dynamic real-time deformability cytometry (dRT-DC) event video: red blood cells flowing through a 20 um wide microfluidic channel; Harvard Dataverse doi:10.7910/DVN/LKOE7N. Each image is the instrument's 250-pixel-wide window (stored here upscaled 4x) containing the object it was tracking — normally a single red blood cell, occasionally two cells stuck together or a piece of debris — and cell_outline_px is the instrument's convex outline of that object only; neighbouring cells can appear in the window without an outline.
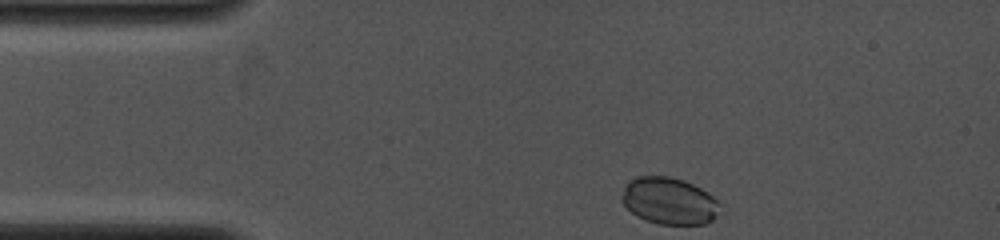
{"species": "common noctule bat (a hibernating species)", "species_latin": "Nyctalus noctula", "temperature_condition": "cold", "stored_images_in_passage": 39, "camera_frame_rate_fps": 4000, "um_per_image_px": 0.085, "animal": {"sex": "female", "body_mass_g": 19.0, "forearm_length_mm": 53.3}, "frame": {"image": 1, "passage_image": 1, "time_ms": 0.0, "image_size_px": [1000, 240], "cell_outline_px": [[720, 204], [716, 216], [712, 220], [704, 224], [660, 224], [644, 220], [636, 216], [620, 200], [620, 196], [624, 184], [628, 180], [636, 176], [668, 176], [684, 180], [708, 192]], "centroid_in_image_um": [56.82, 17.06], "position_along_channel_um": 28.2, "area_um2": 26.99}}
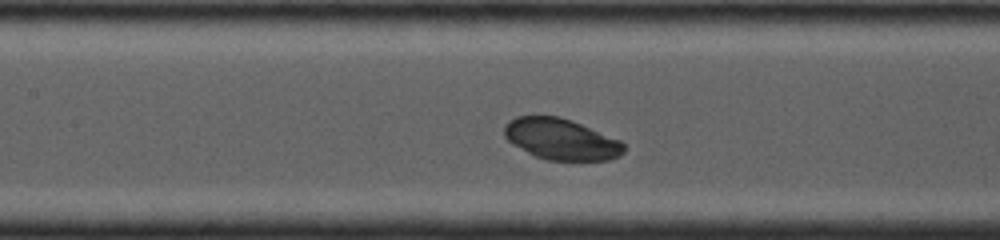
{"frame": {"image": 2, "passage_image": 14, "time_ms": 4.25, "image_size_px": [1000, 240], "cell_outline_px": [[624, 152], [620, 156], [612, 160], [548, 160], [536, 156], [512, 144], [504, 136], [504, 124], [508, 120], [516, 116], [560, 116], [572, 120], [620, 140], [624, 144]], "centroid_in_image_um": [47.69, 11.82], "position_along_channel_um": 159.7, "area_um2": 28.73}}
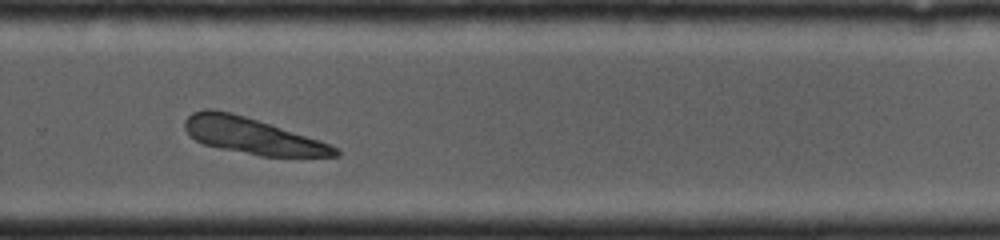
{"frame": {"image": 3, "passage_image": 29, "time_ms": 7.75, "image_size_px": [1000, 240], "cell_outline_px": [[340, 156], [260, 156], [220, 148], [204, 144], [196, 140], [184, 128], [184, 120], [192, 112], [204, 108], [216, 108], [232, 112], [320, 140], [332, 144], [340, 148]], "centroid_in_image_um": [21.44, 11.53], "position_along_channel_um": 308.4, "area_um2": 31.62}}